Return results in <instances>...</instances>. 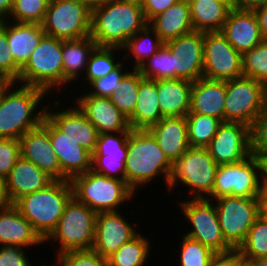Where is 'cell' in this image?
I'll return each instance as SVG.
<instances>
[{"label": "cell", "mask_w": 267, "mask_h": 266, "mask_svg": "<svg viewBox=\"0 0 267 266\" xmlns=\"http://www.w3.org/2000/svg\"><path fill=\"white\" fill-rule=\"evenodd\" d=\"M121 88L117 93H112L108 98L117 109L129 118L133 113L139 91V71L133 69L121 80Z\"/></svg>", "instance_id": "38"}, {"label": "cell", "mask_w": 267, "mask_h": 266, "mask_svg": "<svg viewBox=\"0 0 267 266\" xmlns=\"http://www.w3.org/2000/svg\"><path fill=\"white\" fill-rule=\"evenodd\" d=\"M138 233L106 258V266H144L151 250L150 241Z\"/></svg>", "instance_id": "35"}, {"label": "cell", "mask_w": 267, "mask_h": 266, "mask_svg": "<svg viewBox=\"0 0 267 266\" xmlns=\"http://www.w3.org/2000/svg\"><path fill=\"white\" fill-rule=\"evenodd\" d=\"M245 262L237 249L226 253H215L209 266H243Z\"/></svg>", "instance_id": "52"}, {"label": "cell", "mask_w": 267, "mask_h": 266, "mask_svg": "<svg viewBox=\"0 0 267 266\" xmlns=\"http://www.w3.org/2000/svg\"><path fill=\"white\" fill-rule=\"evenodd\" d=\"M245 264L267 257V219L259 216L237 249Z\"/></svg>", "instance_id": "37"}, {"label": "cell", "mask_w": 267, "mask_h": 266, "mask_svg": "<svg viewBox=\"0 0 267 266\" xmlns=\"http://www.w3.org/2000/svg\"><path fill=\"white\" fill-rule=\"evenodd\" d=\"M147 24L142 6L101 0L92 10L90 36L98 47L122 48Z\"/></svg>", "instance_id": "1"}, {"label": "cell", "mask_w": 267, "mask_h": 266, "mask_svg": "<svg viewBox=\"0 0 267 266\" xmlns=\"http://www.w3.org/2000/svg\"><path fill=\"white\" fill-rule=\"evenodd\" d=\"M5 33L14 61L21 69L45 35L41 24L8 22L7 19Z\"/></svg>", "instance_id": "28"}, {"label": "cell", "mask_w": 267, "mask_h": 266, "mask_svg": "<svg viewBox=\"0 0 267 266\" xmlns=\"http://www.w3.org/2000/svg\"><path fill=\"white\" fill-rule=\"evenodd\" d=\"M0 248V266H32L24 247L2 245Z\"/></svg>", "instance_id": "50"}, {"label": "cell", "mask_w": 267, "mask_h": 266, "mask_svg": "<svg viewBox=\"0 0 267 266\" xmlns=\"http://www.w3.org/2000/svg\"><path fill=\"white\" fill-rule=\"evenodd\" d=\"M115 134L99 133L92 155L127 156V140L130 132Z\"/></svg>", "instance_id": "43"}, {"label": "cell", "mask_w": 267, "mask_h": 266, "mask_svg": "<svg viewBox=\"0 0 267 266\" xmlns=\"http://www.w3.org/2000/svg\"><path fill=\"white\" fill-rule=\"evenodd\" d=\"M124 63H120L115 69H113L110 73L106 76L95 79L94 81L90 82V90L89 93L82 95H92L95 97H109L112 93H117L118 90L122 87L121 80L123 77L129 72L122 71Z\"/></svg>", "instance_id": "44"}, {"label": "cell", "mask_w": 267, "mask_h": 266, "mask_svg": "<svg viewBox=\"0 0 267 266\" xmlns=\"http://www.w3.org/2000/svg\"><path fill=\"white\" fill-rule=\"evenodd\" d=\"M97 47L91 36L62 40L64 86L75 81L81 75L80 72L86 70L90 55Z\"/></svg>", "instance_id": "32"}, {"label": "cell", "mask_w": 267, "mask_h": 266, "mask_svg": "<svg viewBox=\"0 0 267 266\" xmlns=\"http://www.w3.org/2000/svg\"><path fill=\"white\" fill-rule=\"evenodd\" d=\"M192 230L185 236L208 246L215 253H226L234 248L225 240L220 228L216 206L211 200L189 199L179 202ZM213 203V204H212Z\"/></svg>", "instance_id": "12"}, {"label": "cell", "mask_w": 267, "mask_h": 266, "mask_svg": "<svg viewBox=\"0 0 267 266\" xmlns=\"http://www.w3.org/2000/svg\"><path fill=\"white\" fill-rule=\"evenodd\" d=\"M211 201L216 202L219 224L225 240L234 249H238L259 217L257 198L223 196Z\"/></svg>", "instance_id": "13"}, {"label": "cell", "mask_w": 267, "mask_h": 266, "mask_svg": "<svg viewBox=\"0 0 267 266\" xmlns=\"http://www.w3.org/2000/svg\"><path fill=\"white\" fill-rule=\"evenodd\" d=\"M220 32L241 54L251 50L264 40L256 15L249 10L232 8Z\"/></svg>", "instance_id": "20"}, {"label": "cell", "mask_w": 267, "mask_h": 266, "mask_svg": "<svg viewBox=\"0 0 267 266\" xmlns=\"http://www.w3.org/2000/svg\"><path fill=\"white\" fill-rule=\"evenodd\" d=\"M192 83L180 78L158 79V103L162 118L187 116Z\"/></svg>", "instance_id": "27"}, {"label": "cell", "mask_w": 267, "mask_h": 266, "mask_svg": "<svg viewBox=\"0 0 267 266\" xmlns=\"http://www.w3.org/2000/svg\"><path fill=\"white\" fill-rule=\"evenodd\" d=\"M17 83L41 88L47 94L63 87L62 40L45 34L21 69Z\"/></svg>", "instance_id": "7"}, {"label": "cell", "mask_w": 267, "mask_h": 266, "mask_svg": "<svg viewBox=\"0 0 267 266\" xmlns=\"http://www.w3.org/2000/svg\"><path fill=\"white\" fill-rule=\"evenodd\" d=\"M203 78L228 81L243 76L242 54L221 32L203 33Z\"/></svg>", "instance_id": "14"}, {"label": "cell", "mask_w": 267, "mask_h": 266, "mask_svg": "<svg viewBox=\"0 0 267 266\" xmlns=\"http://www.w3.org/2000/svg\"><path fill=\"white\" fill-rule=\"evenodd\" d=\"M261 183L260 161L251 154L240 162L218 165L212 193L206 199L223 196L257 198Z\"/></svg>", "instance_id": "10"}, {"label": "cell", "mask_w": 267, "mask_h": 266, "mask_svg": "<svg viewBox=\"0 0 267 266\" xmlns=\"http://www.w3.org/2000/svg\"><path fill=\"white\" fill-rule=\"evenodd\" d=\"M92 10L71 0H50L42 22L48 36L73 40L90 36Z\"/></svg>", "instance_id": "11"}, {"label": "cell", "mask_w": 267, "mask_h": 266, "mask_svg": "<svg viewBox=\"0 0 267 266\" xmlns=\"http://www.w3.org/2000/svg\"><path fill=\"white\" fill-rule=\"evenodd\" d=\"M243 76L267 87V40L242 54Z\"/></svg>", "instance_id": "39"}, {"label": "cell", "mask_w": 267, "mask_h": 266, "mask_svg": "<svg viewBox=\"0 0 267 266\" xmlns=\"http://www.w3.org/2000/svg\"><path fill=\"white\" fill-rule=\"evenodd\" d=\"M77 107L95 126L98 133L130 132L128 118L107 97L81 95Z\"/></svg>", "instance_id": "19"}, {"label": "cell", "mask_w": 267, "mask_h": 266, "mask_svg": "<svg viewBox=\"0 0 267 266\" xmlns=\"http://www.w3.org/2000/svg\"><path fill=\"white\" fill-rule=\"evenodd\" d=\"M54 179L34 163L20 157L5 178L6 192L11 204L25 195L47 187Z\"/></svg>", "instance_id": "22"}, {"label": "cell", "mask_w": 267, "mask_h": 266, "mask_svg": "<svg viewBox=\"0 0 267 266\" xmlns=\"http://www.w3.org/2000/svg\"><path fill=\"white\" fill-rule=\"evenodd\" d=\"M187 3H190V2H192V1H194V0H185Z\"/></svg>", "instance_id": "64"}, {"label": "cell", "mask_w": 267, "mask_h": 266, "mask_svg": "<svg viewBox=\"0 0 267 266\" xmlns=\"http://www.w3.org/2000/svg\"><path fill=\"white\" fill-rule=\"evenodd\" d=\"M171 168L172 163L148 129L130 130L127 140L125 182L134 193L138 187L154 181L159 175H164L163 179L168 187Z\"/></svg>", "instance_id": "2"}, {"label": "cell", "mask_w": 267, "mask_h": 266, "mask_svg": "<svg viewBox=\"0 0 267 266\" xmlns=\"http://www.w3.org/2000/svg\"><path fill=\"white\" fill-rule=\"evenodd\" d=\"M121 215L118 211L97 213L92 249L105 259L139 233Z\"/></svg>", "instance_id": "17"}, {"label": "cell", "mask_w": 267, "mask_h": 266, "mask_svg": "<svg viewBox=\"0 0 267 266\" xmlns=\"http://www.w3.org/2000/svg\"><path fill=\"white\" fill-rule=\"evenodd\" d=\"M259 216L267 219V183H261L257 195Z\"/></svg>", "instance_id": "55"}, {"label": "cell", "mask_w": 267, "mask_h": 266, "mask_svg": "<svg viewBox=\"0 0 267 266\" xmlns=\"http://www.w3.org/2000/svg\"><path fill=\"white\" fill-rule=\"evenodd\" d=\"M70 182L73 197L96 213L116 212L121 204L135 197L124 180L107 177L92 169L74 176Z\"/></svg>", "instance_id": "5"}, {"label": "cell", "mask_w": 267, "mask_h": 266, "mask_svg": "<svg viewBox=\"0 0 267 266\" xmlns=\"http://www.w3.org/2000/svg\"><path fill=\"white\" fill-rule=\"evenodd\" d=\"M21 68L14 61V57L8 46L5 33V21L0 27V72L5 74L14 83L19 81Z\"/></svg>", "instance_id": "49"}, {"label": "cell", "mask_w": 267, "mask_h": 266, "mask_svg": "<svg viewBox=\"0 0 267 266\" xmlns=\"http://www.w3.org/2000/svg\"><path fill=\"white\" fill-rule=\"evenodd\" d=\"M117 1L129 3V4H134L137 6H142L143 2H144V0H117Z\"/></svg>", "instance_id": "62"}, {"label": "cell", "mask_w": 267, "mask_h": 266, "mask_svg": "<svg viewBox=\"0 0 267 266\" xmlns=\"http://www.w3.org/2000/svg\"><path fill=\"white\" fill-rule=\"evenodd\" d=\"M249 266H267V257H262L256 260H253Z\"/></svg>", "instance_id": "61"}, {"label": "cell", "mask_w": 267, "mask_h": 266, "mask_svg": "<svg viewBox=\"0 0 267 266\" xmlns=\"http://www.w3.org/2000/svg\"><path fill=\"white\" fill-rule=\"evenodd\" d=\"M217 168L207 148L189 147L172 163L168 190L171 192L180 182L192 191L194 199L208 198L213 190Z\"/></svg>", "instance_id": "8"}, {"label": "cell", "mask_w": 267, "mask_h": 266, "mask_svg": "<svg viewBox=\"0 0 267 266\" xmlns=\"http://www.w3.org/2000/svg\"><path fill=\"white\" fill-rule=\"evenodd\" d=\"M50 0H15L9 21L42 24Z\"/></svg>", "instance_id": "41"}, {"label": "cell", "mask_w": 267, "mask_h": 266, "mask_svg": "<svg viewBox=\"0 0 267 266\" xmlns=\"http://www.w3.org/2000/svg\"><path fill=\"white\" fill-rule=\"evenodd\" d=\"M41 123L49 130L50 141L61 165V180H71L74 176L92 169V153L58 130L45 116Z\"/></svg>", "instance_id": "16"}, {"label": "cell", "mask_w": 267, "mask_h": 266, "mask_svg": "<svg viewBox=\"0 0 267 266\" xmlns=\"http://www.w3.org/2000/svg\"><path fill=\"white\" fill-rule=\"evenodd\" d=\"M9 204H11V202L6 192L5 178L0 177V209L5 208Z\"/></svg>", "instance_id": "56"}, {"label": "cell", "mask_w": 267, "mask_h": 266, "mask_svg": "<svg viewBox=\"0 0 267 266\" xmlns=\"http://www.w3.org/2000/svg\"><path fill=\"white\" fill-rule=\"evenodd\" d=\"M56 258L59 266H106V259L93 249L69 251Z\"/></svg>", "instance_id": "46"}, {"label": "cell", "mask_w": 267, "mask_h": 266, "mask_svg": "<svg viewBox=\"0 0 267 266\" xmlns=\"http://www.w3.org/2000/svg\"><path fill=\"white\" fill-rule=\"evenodd\" d=\"M162 119L158 103V80L145 79L139 72V91L134 113L128 118L131 129H149Z\"/></svg>", "instance_id": "29"}, {"label": "cell", "mask_w": 267, "mask_h": 266, "mask_svg": "<svg viewBox=\"0 0 267 266\" xmlns=\"http://www.w3.org/2000/svg\"><path fill=\"white\" fill-rule=\"evenodd\" d=\"M180 265L181 266H209L215 252L208 246L201 244L185 235L182 236Z\"/></svg>", "instance_id": "42"}, {"label": "cell", "mask_w": 267, "mask_h": 266, "mask_svg": "<svg viewBox=\"0 0 267 266\" xmlns=\"http://www.w3.org/2000/svg\"><path fill=\"white\" fill-rule=\"evenodd\" d=\"M71 1L84 4L91 10H93L101 2V0H71Z\"/></svg>", "instance_id": "60"}, {"label": "cell", "mask_w": 267, "mask_h": 266, "mask_svg": "<svg viewBox=\"0 0 267 266\" xmlns=\"http://www.w3.org/2000/svg\"><path fill=\"white\" fill-rule=\"evenodd\" d=\"M206 148L217 165L240 162L251 155L250 127L240 122H223Z\"/></svg>", "instance_id": "15"}, {"label": "cell", "mask_w": 267, "mask_h": 266, "mask_svg": "<svg viewBox=\"0 0 267 266\" xmlns=\"http://www.w3.org/2000/svg\"><path fill=\"white\" fill-rule=\"evenodd\" d=\"M45 108V117L62 133L79 141L80 146L93 153L98 131L95 126L86 118L83 112L77 107L67 108L57 112L48 111Z\"/></svg>", "instance_id": "21"}, {"label": "cell", "mask_w": 267, "mask_h": 266, "mask_svg": "<svg viewBox=\"0 0 267 266\" xmlns=\"http://www.w3.org/2000/svg\"><path fill=\"white\" fill-rule=\"evenodd\" d=\"M186 122L190 147L200 148H206L209 145L223 123L220 119L200 113H188Z\"/></svg>", "instance_id": "36"}, {"label": "cell", "mask_w": 267, "mask_h": 266, "mask_svg": "<svg viewBox=\"0 0 267 266\" xmlns=\"http://www.w3.org/2000/svg\"><path fill=\"white\" fill-rule=\"evenodd\" d=\"M96 216L97 213L91 208L72 197L66 204L56 228L44 242L57 241L60 245L57 249L58 256L69 251L91 250L95 237Z\"/></svg>", "instance_id": "6"}, {"label": "cell", "mask_w": 267, "mask_h": 266, "mask_svg": "<svg viewBox=\"0 0 267 266\" xmlns=\"http://www.w3.org/2000/svg\"><path fill=\"white\" fill-rule=\"evenodd\" d=\"M126 158L127 156L92 155V170L125 181Z\"/></svg>", "instance_id": "45"}, {"label": "cell", "mask_w": 267, "mask_h": 266, "mask_svg": "<svg viewBox=\"0 0 267 266\" xmlns=\"http://www.w3.org/2000/svg\"><path fill=\"white\" fill-rule=\"evenodd\" d=\"M121 48L97 47L90 55L85 74L88 83L106 76L115 69L120 62H116V53Z\"/></svg>", "instance_id": "40"}, {"label": "cell", "mask_w": 267, "mask_h": 266, "mask_svg": "<svg viewBox=\"0 0 267 266\" xmlns=\"http://www.w3.org/2000/svg\"><path fill=\"white\" fill-rule=\"evenodd\" d=\"M182 62L181 79L195 82L203 77V32L193 31L165 43Z\"/></svg>", "instance_id": "23"}, {"label": "cell", "mask_w": 267, "mask_h": 266, "mask_svg": "<svg viewBox=\"0 0 267 266\" xmlns=\"http://www.w3.org/2000/svg\"><path fill=\"white\" fill-rule=\"evenodd\" d=\"M153 35L154 37H152ZM153 38V39H152ZM165 43L160 36L147 24L142 30L138 31L133 37L129 38L126 44L121 48L127 51L126 58H134L133 69L138 70L141 65L153 54H156ZM127 49V50H126Z\"/></svg>", "instance_id": "34"}, {"label": "cell", "mask_w": 267, "mask_h": 266, "mask_svg": "<svg viewBox=\"0 0 267 266\" xmlns=\"http://www.w3.org/2000/svg\"><path fill=\"white\" fill-rule=\"evenodd\" d=\"M267 104V87L241 76L226 81L224 122H240L251 127Z\"/></svg>", "instance_id": "9"}, {"label": "cell", "mask_w": 267, "mask_h": 266, "mask_svg": "<svg viewBox=\"0 0 267 266\" xmlns=\"http://www.w3.org/2000/svg\"><path fill=\"white\" fill-rule=\"evenodd\" d=\"M256 15L262 38L267 40V2L253 10Z\"/></svg>", "instance_id": "54"}, {"label": "cell", "mask_w": 267, "mask_h": 266, "mask_svg": "<svg viewBox=\"0 0 267 266\" xmlns=\"http://www.w3.org/2000/svg\"><path fill=\"white\" fill-rule=\"evenodd\" d=\"M226 81L200 78L192 83L189 113L213 116L224 122Z\"/></svg>", "instance_id": "25"}, {"label": "cell", "mask_w": 267, "mask_h": 266, "mask_svg": "<svg viewBox=\"0 0 267 266\" xmlns=\"http://www.w3.org/2000/svg\"><path fill=\"white\" fill-rule=\"evenodd\" d=\"M21 157L34 163L54 180H61V165L52 148L49 130L40 123L19 138Z\"/></svg>", "instance_id": "18"}, {"label": "cell", "mask_w": 267, "mask_h": 266, "mask_svg": "<svg viewBox=\"0 0 267 266\" xmlns=\"http://www.w3.org/2000/svg\"><path fill=\"white\" fill-rule=\"evenodd\" d=\"M45 243L14 204L0 209V245L21 246Z\"/></svg>", "instance_id": "24"}, {"label": "cell", "mask_w": 267, "mask_h": 266, "mask_svg": "<svg viewBox=\"0 0 267 266\" xmlns=\"http://www.w3.org/2000/svg\"><path fill=\"white\" fill-rule=\"evenodd\" d=\"M5 19L0 15V27L2 26V24L4 23Z\"/></svg>", "instance_id": "63"}, {"label": "cell", "mask_w": 267, "mask_h": 266, "mask_svg": "<svg viewBox=\"0 0 267 266\" xmlns=\"http://www.w3.org/2000/svg\"><path fill=\"white\" fill-rule=\"evenodd\" d=\"M20 157L19 140L0 138V177L6 178Z\"/></svg>", "instance_id": "48"}, {"label": "cell", "mask_w": 267, "mask_h": 266, "mask_svg": "<svg viewBox=\"0 0 267 266\" xmlns=\"http://www.w3.org/2000/svg\"><path fill=\"white\" fill-rule=\"evenodd\" d=\"M72 197L70 180H54L47 187L18 199L14 205L45 240L56 228L66 204Z\"/></svg>", "instance_id": "4"}, {"label": "cell", "mask_w": 267, "mask_h": 266, "mask_svg": "<svg viewBox=\"0 0 267 266\" xmlns=\"http://www.w3.org/2000/svg\"><path fill=\"white\" fill-rule=\"evenodd\" d=\"M251 154L258 157L267 153V104L250 127Z\"/></svg>", "instance_id": "47"}, {"label": "cell", "mask_w": 267, "mask_h": 266, "mask_svg": "<svg viewBox=\"0 0 267 266\" xmlns=\"http://www.w3.org/2000/svg\"><path fill=\"white\" fill-rule=\"evenodd\" d=\"M16 84L13 83L0 97V138L19 140L28 130L37 127L45 116V105L39 112L35 111L48 94L38 87Z\"/></svg>", "instance_id": "3"}, {"label": "cell", "mask_w": 267, "mask_h": 266, "mask_svg": "<svg viewBox=\"0 0 267 266\" xmlns=\"http://www.w3.org/2000/svg\"><path fill=\"white\" fill-rule=\"evenodd\" d=\"M148 130L171 163L178 160L190 147L186 117L162 118Z\"/></svg>", "instance_id": "26"}, {"label": "cell", "mask_w": 267, "mask_h": 266, "mask_svg": "<svg viewBox=\"0 0 267 266\" xmlns=\"http://www.w3.org/2000/svg\"><path fill=\"white\" fill-rule=\"evenodd\" d=\"M14 82L5 74L0 72V97Z\"/></svg>", "instance_id": "59"}, {"label": "cell", "mask_w": 267, "mask_h": 266, "mask_svg": "<svg viewBox=\"0 0 267 266\" xmlns=\"http://www.w3.org/2000/svg\"><path fill=\"white\" fill-rule=\"evenodd\" d=\"M267 0H230L231 7L238 10H249L263 6Z\"/></svg>", "instance_id": "53"}, {"label": "cell", "mask_w": 267, "mask_h": 266, "mask_svg": "<svg viewBox=\"0 0 267 266\" xmlns=\"http://www.w3.org/2000/svg\"><path fill=\"white\" fill-rule=\"evenodd\" d=\"M148 24L164 43L194 31L190 17V6L185 0H180L157 14Z\"/></svg>", "instance_id": "30"}, {"label": "cell", "mask_w": 267, "mask_h": 266, "mask_svg": "<svg viewBox=\"0 0 267 266\" xmlns=\"http://www.w3.org/2000/svg\"><path fill=\"white\" fill-rule=\"evenodd\" d=\"M180 0H144L142 9L145 20L149 22L157 14L165 11Z\"/></svg>", "instance_id": "51"}, {"label": "cell", "mask_w": 267, "mask_h": 266, "mask_svg": "<svg viewBox=\"0 0 267 266\" xmlns=\"http://www.w3.org/2000/svg\"><path fill=\"white\" fill-rule=\"evenodd\" d=\"M258 159L261 164V180L262 183H267V153L259 155Z\"/></svg>", "instance_id": "58"}, {"label": "cell", "mask_w": 267, "mask_h": 266, "mask_svg": "<svg viewBox=\"0 0 267 266\" xmlns=\"http://www.w3.org/2000/svg\"><path fill=\"white\" fill-rule=\"evenodd\" d=\"M14 0H0V15L7 19L9 18L12 8H13Z\"/></svg>", "instance_id": "57"}, {"label": "cell", "mask_w": 267, "mask_h": 266, "mask_svg": "<svg viewBox=\"0 0 267 266\" xmlns=\"http://www.w3.org/2000/svg\"><path fill=\"white\" fill-rule=\"evenodd\" d=\"M194 31L220 32L232 9L230 0H194L189 3Z\"/></svg>", "instance_id": "31"}, {"label": "cell", "mask_w": 267, "mask_h": 266, "mask_svg": "<svg viewBox=\"0 0 267 266\" xmlns=\"http://www.w3.org/2000/svg\"><path fill=\"white\" fill-rule=\"evenodd\" d=\"M181 65L179 57L164 44L156 54L141 65L138 71L145 79H181Z\"/></svg>", "instance_id": "33"}]
</instances>
